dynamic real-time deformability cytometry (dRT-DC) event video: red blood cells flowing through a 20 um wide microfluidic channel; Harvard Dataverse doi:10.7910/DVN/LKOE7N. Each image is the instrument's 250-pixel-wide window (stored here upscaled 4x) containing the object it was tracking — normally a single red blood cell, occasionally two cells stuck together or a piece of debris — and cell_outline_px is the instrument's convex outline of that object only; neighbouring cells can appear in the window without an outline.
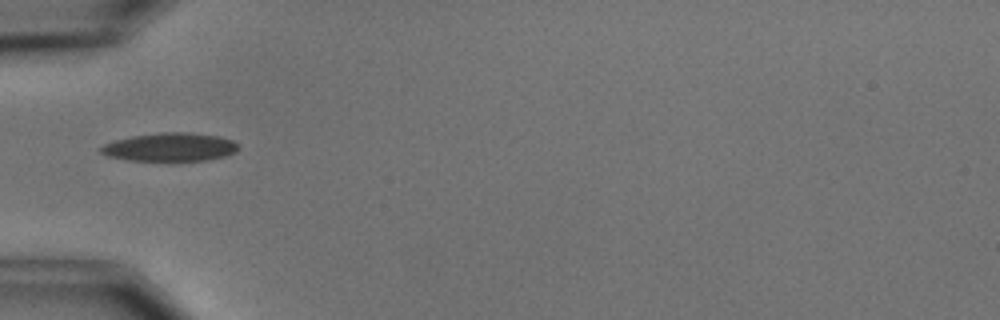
{"species": "common noctule bat (a hibernating species)", "species_latin": "Nyctalus noctula", "temperature_condition": "cold", "stored_images_in_passage": 5, "camera_frame_rate_fps": 3000, "um_per_image_px": 0.085, "animal": {"sex": "male", "body_mass_g": 15.6}, "frame": {"image": 1, "passage_image": 5, "time_ms": 5.333, "image_size_px": [1000, 320], "cell_outline_px": [[240, 148], [236, 152], [224, 156], [208, 160], [176, 164], [168, 164], [128, 160], [108, 156], [100, 152], [100, 148], [104, 144], [116, 140], [132, 136], [160, 132], [184, 132], [216, 136], [232, 140]], "centroid_in_image_um": [14.45, 12.56], "position_along_channel_um": 70.6, "area_um2": 23.7}}